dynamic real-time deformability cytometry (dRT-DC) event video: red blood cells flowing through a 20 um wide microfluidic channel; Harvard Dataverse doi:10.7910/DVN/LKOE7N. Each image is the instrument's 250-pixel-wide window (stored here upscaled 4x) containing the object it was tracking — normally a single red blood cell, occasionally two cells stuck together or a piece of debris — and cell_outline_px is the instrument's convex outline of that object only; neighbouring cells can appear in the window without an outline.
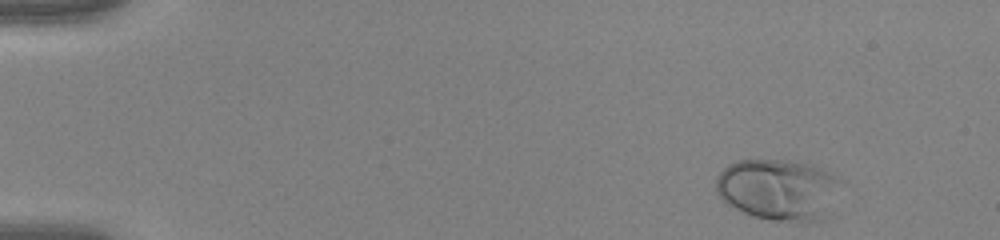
{"species": "human", "species_latin": "Homo sapiens", "temperature_condition": "warm", "stored_images_in_passage": 48, "camera_frame_rate_fps": 3000, "um_per_image_px": 0.085, "donor": {"sex": "female"}, "frame": {"image": 1, "passage_image": 1, "time_ms": 0.0, "image_size_px": [1000, 240], "cell_outline_px": [[840, 180], [824, 220], [808, 224], [796, 224], [768, 220], [752, 216], [728, 204], [716, 192], [716, 176], [728, 164], [736, 160], [784, 160], [812, 164], [828, 172]], "centroid_in_image_um": [66.13, 16.15], "position_along_channel_um": 18.9, "area_um2": 44.85}}
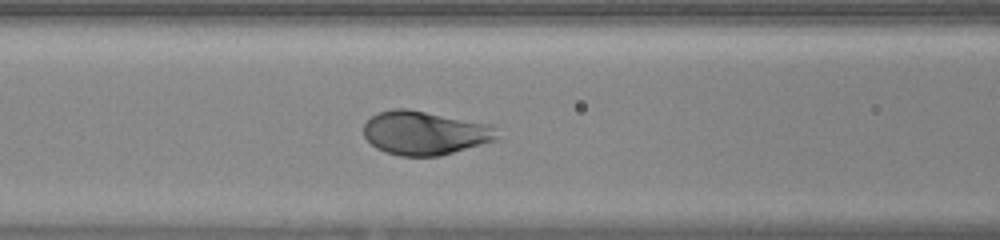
{"frame": {"image": 2, "passage_image": 19, "time_ms": 6.0, "image_size_px": [1000, 240], "cell_outline_px": [[500, 136], [496, 140], [440, 156], [400, 156], [384, 152], [376, 148], [364, 136], [364, 124], [376, 112], [392, 108], [408, 108], [488, 124]], "centroid_in_image_um": [36.06, 11.3], "position_along_channel_um": 130.5, "area_um2": 33.99}}
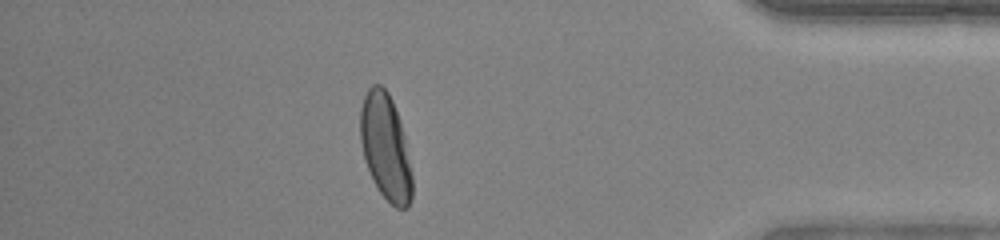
{"frame": {"image": 3, "passage_image": 42, "time_ms": 13.667, "image_size_px": [1000, 240], "cell_outline_px": [[412, 196], [408, 208], [396, 208], [380, 192], [364, 160], [360, 140], [360, 108], [364, 96], [368, 88], [372, 84], [380, 84], [388, 92], [392, 100], [400, 120], [404, 136], [412, 176]], "centroid_in_image_um": [32.76, 12.47], "position_along_channel_um": 402.4, "area_um2": 31.79}, "authors_computed_cell_mechanics": {"area_um2": 34.2465, "velocity_mm_per_s": 3.9499, "shape_relaxation_time_tau1_ms": 1.761, "shape_relaxation_time_tau2_ms": null, "deformation_change_tau1": 0.1656, "deformation_change_tau2": null}}